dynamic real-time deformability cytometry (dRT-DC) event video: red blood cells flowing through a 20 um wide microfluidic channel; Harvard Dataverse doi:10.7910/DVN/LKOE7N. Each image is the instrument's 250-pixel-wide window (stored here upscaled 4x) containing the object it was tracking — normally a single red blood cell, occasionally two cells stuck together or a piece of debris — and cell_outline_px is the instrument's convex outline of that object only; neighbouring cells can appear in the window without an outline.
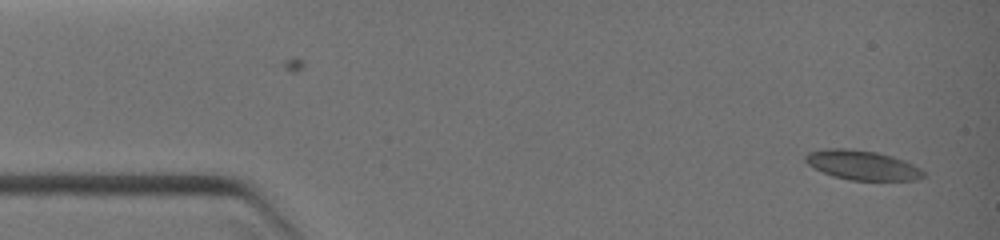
{"species": "common noctule bat (a hibernating species)", "species_latin": "Nyctalus noctula", "temperature_condition": "warm", "stored_images_in_passage": 34, "camera_frame_rate_fps": 3000, "um_per_image_px": 0.085, "animal": {"sex": "female", "body_mass_g": 19.0, "forearm_length_mm": 51.5}, "frame": {"image": 1, "passage_image": 1, "time_ms": 0.0, "image_size_px": [1000, 240], "cell_outline_px": [[924, 176], [916, 180], [852, 180], [832, 176], [808, 164], [804, 160], [804, 156], [808, 152], [824, 148], [848, 148], [876, 152], [892, 156], [904, 160], [920, 168], [924, 172]], "centroid_in_image_um": [73.28, 14.02], "position_along_channel_um": 11.7, "area_um2": 20.23}}
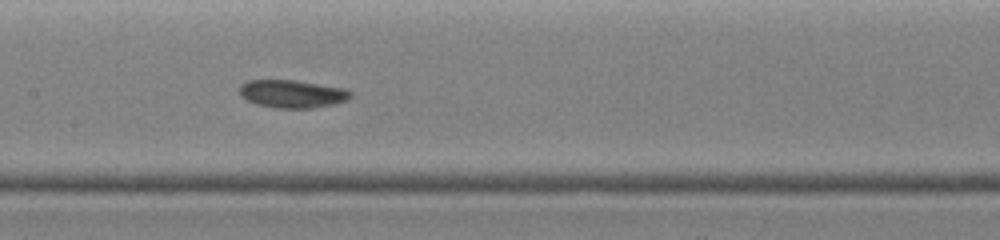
{"frame": {"image": 2, "passage_image": 14, "time_ms": 5.333, "image_size_px": [1000, 240], "cell_outline_px": [[352, 96], [348, 100], [336, 104], [312, 108], [276, 108], [256, 104], [240, 96], [240, 84], [248, 80], [296, 80], [344, 88], [352, 92]], "centroid_in_image_um": [24.86, 7.98], "position_along_channel_um": 182.5, "area_um2": 18.21}}
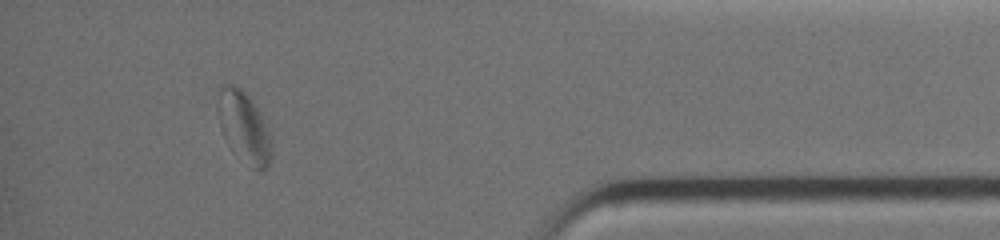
{"frame": {"image": 3, "passage_image": 30, "time_ms": 10.333, "image_size_px": [1000, 240], "cell_outline_px": [[272, 156], [268, 164], [264, 168], [252, 168], [228, 144], [220, 128], [216, 108], [220, 84], [232, 84], [240, 88], [248, 96], [256, 108], [268, 128], [272, 136]], "centroid_in_image_um": [20.72, 10.76], "position_along_channel_um": 414.5, "area_um2": 22.02}}